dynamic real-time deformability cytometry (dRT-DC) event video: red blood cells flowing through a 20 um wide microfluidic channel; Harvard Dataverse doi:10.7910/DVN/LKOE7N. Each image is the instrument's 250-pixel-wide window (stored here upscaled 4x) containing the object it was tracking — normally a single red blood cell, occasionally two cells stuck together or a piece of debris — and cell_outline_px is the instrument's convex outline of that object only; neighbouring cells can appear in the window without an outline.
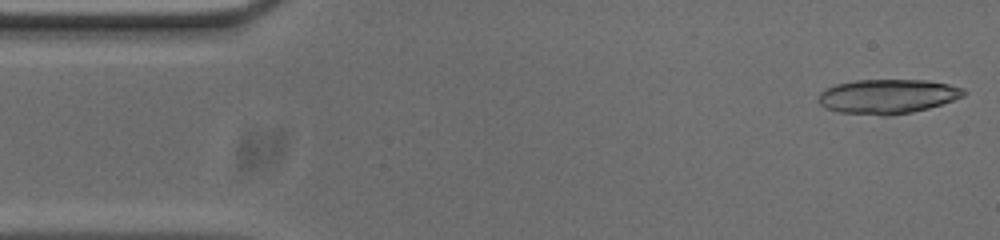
{"species": "common noctule bat (a hibernating species)", "species_latin": "Nyctalus noctula", "temperature_condition": "cold", "stored_images_in_passage": 15, "camera_frame_rate_fps": 3000, "um_per_image_px": 0.085, "animal": {"sex": "male", "body_mass_g": 20.0, "forearm_length_mm": 53.3}, "frame": {"image": 1, "passage_image": 1, "time_ms": 0.0, "image_size_px": [1000, 240], "cell_outline_px": [[968, 92], [964, 96], [928, 108], [912, 112], [892, 116], [884, 116], [840, 112], [824, 108], [816, 100], [820, 92], [836, 84], [856, 80], [924, 80], [948, 84], [964, 88]], "centroid_in_image_um": [75.43, 8.2], "position_along_channel_um": 9.6, "area_um2": 29.25}}